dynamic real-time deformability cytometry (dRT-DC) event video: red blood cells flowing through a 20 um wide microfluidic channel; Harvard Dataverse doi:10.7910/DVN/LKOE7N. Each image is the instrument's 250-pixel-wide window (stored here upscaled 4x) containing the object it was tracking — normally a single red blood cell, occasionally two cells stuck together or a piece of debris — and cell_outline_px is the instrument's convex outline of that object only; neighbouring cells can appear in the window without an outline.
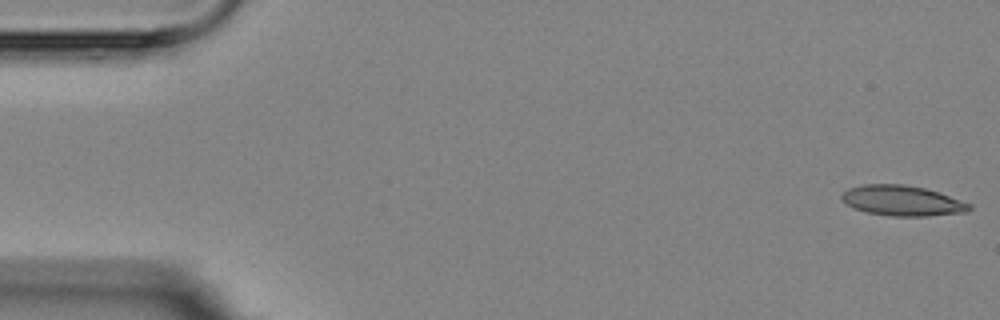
{"species": "Egyptian fruit bat (a non-hibernating species)", "species_latin": "Rousettus aegyptiacus", "temperature_condition": "room temperature", "stored_images_in_passage": 6, "camera_frame_rate_fps": 3000, "um_per_image_px": 0.085, "animal": {"sex": "female"}, "frame": {"image": 1, "passage_image": 1, "time_ms": 0.0, "image_size_px": [1000, 320], "cell_outline_px": [[972, 208], [968, 212], [928, 216], [892, 216], [868, 212], [856, 208], [848, 204], [840, 196], [848, 188], [864, 184], [904, 184], [924, 188], [940, 192], [972, 204]], "centroid_in_image_um": [76.76, 17.05], "position_along_channel_um": 8.2, "area_um2": 22.48}}
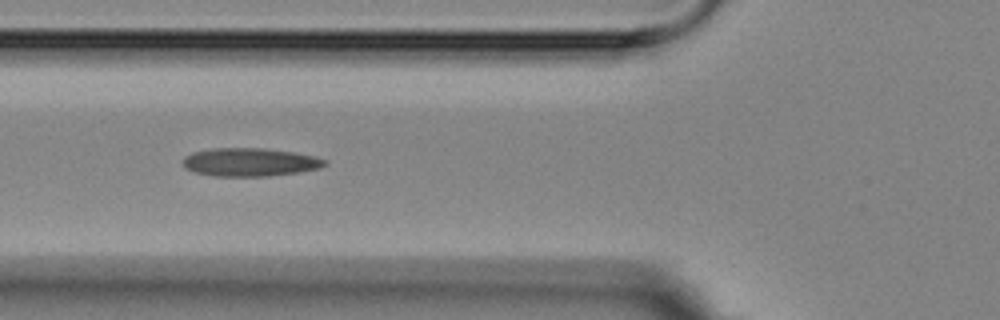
{"frame": {"image": 2, "passage_image": 6, "time_ms": 6.333, "image_size_px": [1000, 320], "cell_outline_px": [[328, 164], [320, 168], [300, 172], [268, 176], [216, 176], [196, 172], [184, 168], [184, 156], [192, 152], [212, 148], [264, 148], [292, 152], [312, 156], [328, 160]], "centroid_in_image_um": [21.26, 13.78], "position_along_channel_um": 104.5, "area_um2": 23.35}}